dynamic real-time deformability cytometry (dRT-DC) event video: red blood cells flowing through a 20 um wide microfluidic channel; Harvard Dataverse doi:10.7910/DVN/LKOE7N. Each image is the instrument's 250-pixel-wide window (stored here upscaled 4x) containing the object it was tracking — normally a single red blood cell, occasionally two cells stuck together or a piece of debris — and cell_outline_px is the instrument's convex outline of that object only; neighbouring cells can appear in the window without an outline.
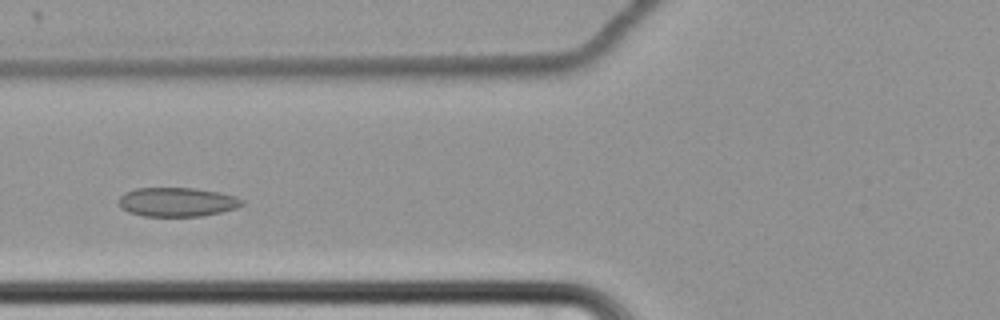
{"species": "common noctule bat (a hibernating species)", "species_latin": "Nyctalus noctula", "temperature_condition": "cold", "stored_images_in_passage": 55, "camera_frame_rate_fps": 3000, "um_per_image_px": 0.085, "animal": {"sex": "female", "body_mass_g": 22.7, "forearm_length_mm": 54.2}, "frame": {"image": 1, "passage_image": 19, "time_ms": 6.0, "image_size_px": [1000, 320], "cell_outline_px": [[244, 204], [236, 208], [220, 212], [200, 216], [144, 216], [128, 212], [120, 208], [120, 196], [124, 192], [136, 188], [196, 188], [220, 192], [236, 196], [244, 200]], "centroid_in_image_um": [15.06, 17.16], "position_along_channel_um": 110.7, "area_um2": 20.98}}
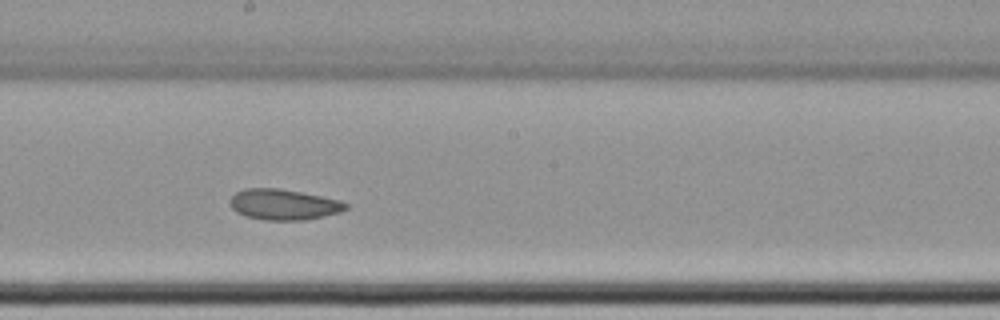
{"frame": {"image": 2, "passage_image": 29, "time_ms": 9.333, "image_size_px": [1000, 320], "cell_outline_px": [[348, 208], [340, 212], [324, 216], [304, 220], [264, 220], [248, 216], [236, 212], [228, 204], [228, 200], [236, 192], [244, 188], [280, 188], [340, 200], [348, 204]], "centroid_in_image_um": [24.08, 17.38], "position_along_channel_um": 224.1, "area_um2": 20.75}}
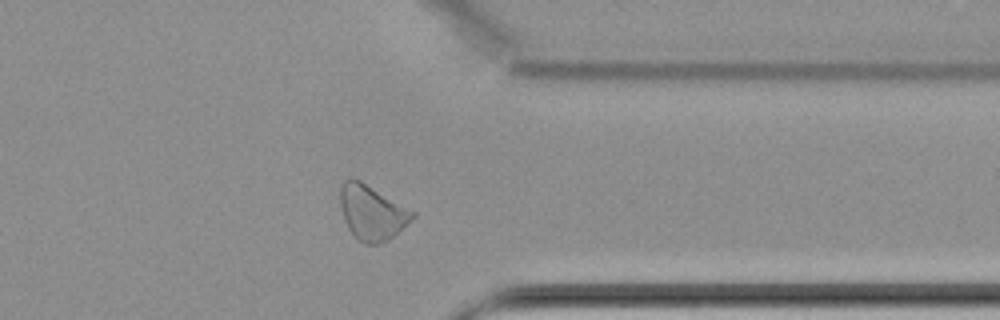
{"frame": {"image": 3, "passage_image": 43, "time_ms": 14.0, "image_size_px": [1000, 320], "cell_outline_px": [[416, 216], [388, 240], [380, 244], [368, 244], [360, 240], [348, 228], [344, 220], [340, 204], [340, 188], [344, 180], [352, 176], [360, 180], [416, 212]], "centroid_in_image_um": [31.61, 18.03], "position_along_channel_um": 379.8, "area_um2": 22.95}, "authors_computed_cell_mechanics": {"area_um2": 22.8888, "velocity_mm_per_s": 3.4054, "shape_relaxation_time_tau1_ms": null, "shape_relaxation_time_tau2_ms": 3.7401, "deformation_change_tau1": null, "deformation_change_tau2": 0.0802}}